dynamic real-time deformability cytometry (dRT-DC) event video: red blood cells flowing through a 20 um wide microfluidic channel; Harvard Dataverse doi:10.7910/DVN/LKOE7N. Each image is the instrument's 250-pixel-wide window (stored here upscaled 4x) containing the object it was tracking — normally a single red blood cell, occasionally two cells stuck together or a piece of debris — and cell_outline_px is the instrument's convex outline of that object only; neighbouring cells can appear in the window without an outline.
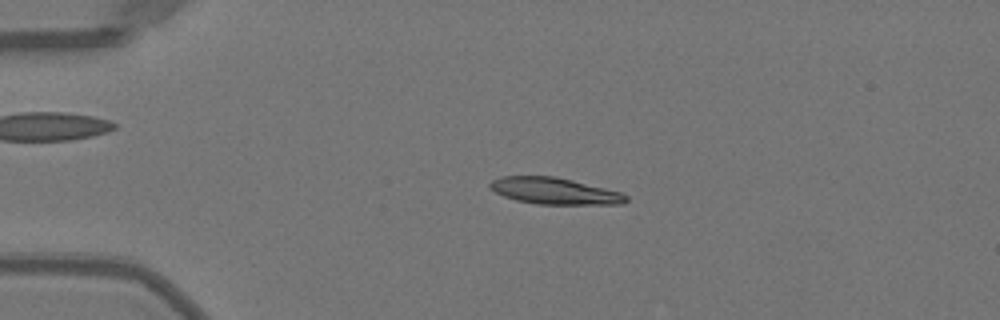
{"species": "Egyptian fruit bat (a non-hibernating species)", "species_latin": "Rousettus aegyptiacus", "temperature_condition": "warm", "stored_images_in_passage": 51, "camera_frame_rate_fps": 3000, "um_per_image_px": 0.085, "animal": {"sex": "female"}, "frame": {"image": 1, "passage_image": 12, "time_ms": 3.667, "image_size_px": [1000, 320], "cell_outline_px": [[628, 200], [624, 204], [536, 204], [516, 200], [504, 196], [488, 188], [488, 184], [492, 180], [500, 176], [556, 176], [620, 192], [628, 196]], "centroid_in_image_um": [47.1, 16.23], "position_along_channel_um": 37.9, "area_um2": 21.04}}
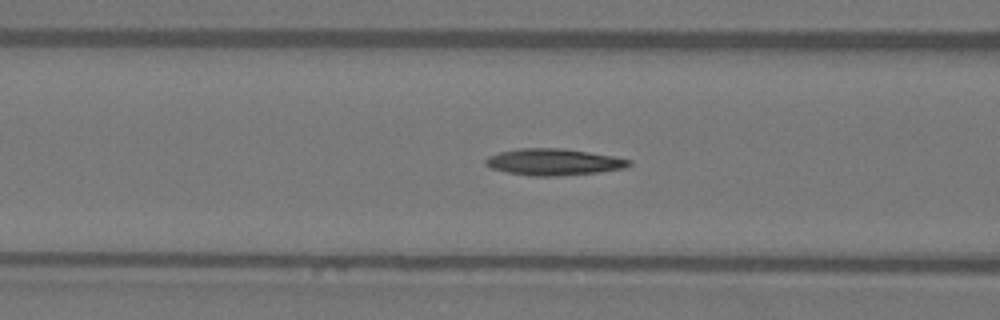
{"frame": {"image": 2, "passage_image": 21, "time_ms": 6.667, "image_size_px": [1000, 320], "cell_outline_px": [[632, 164], [628, 168], [596, 172], [560, 176], [532, 176], [508, 172], [492, 168], [484, 164], [484, 160], [488, 156], [500, 152], [520, 148], [564, 148], [612, 156], [632, 160]], "centroid_in_image_um": [47.08, 13.77], "position_along_channel_um": 119.5, "area_um2": 22.2}}
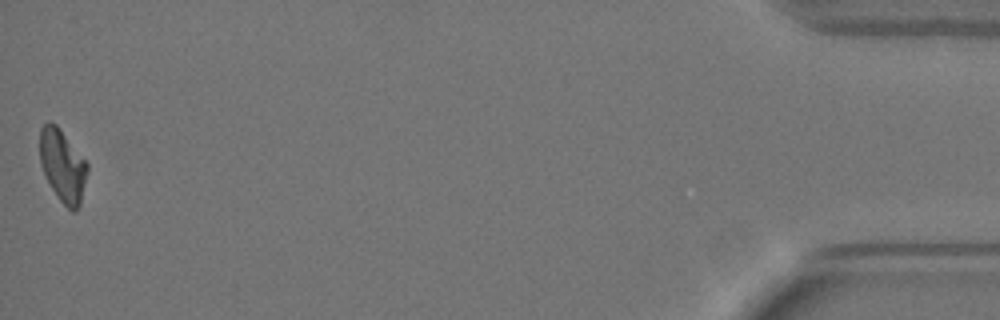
{"frame": {"image": 3, "passage_image": 51, "time_ms": 16.667, "image_size_px": [1000, 320], "cell_outline_px": [[88, 172], [80, 204], [76, 212], [72, 212], [60, 200], [52, 188], [40, 164], [40, 128], [48, 120], [56, 124], [88, 164]], "centroid_in_image_um": [5.33, 14.08], "position_along_channel_um": 429.9, "area_um2": 19.83}, "authors_computed_cell_mechanics": {"area_um2": 21.0392, "velocity_mm_per_s": 4.0144, "shape_relaxation_time_tau1_ms": 9.2863, "shape_relaxation_time_tau2_ms": 7.2961, "deformation_change_tau1": 0.2583, "deformation_change_tau2": 0.1469}}